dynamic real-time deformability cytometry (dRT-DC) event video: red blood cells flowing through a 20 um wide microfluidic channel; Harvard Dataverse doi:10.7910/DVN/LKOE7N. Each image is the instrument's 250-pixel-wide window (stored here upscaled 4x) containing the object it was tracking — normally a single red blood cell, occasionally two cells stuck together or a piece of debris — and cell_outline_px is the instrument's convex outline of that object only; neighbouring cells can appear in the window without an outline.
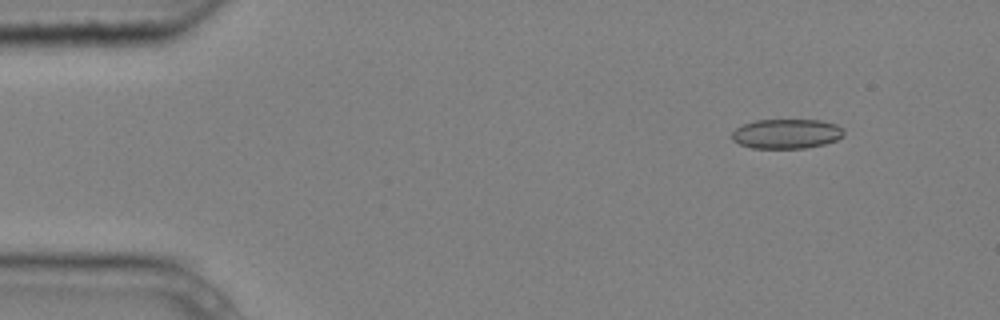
{"species": "common noctule bat (a hibernating species)", "species_latin": "Nyctalus noctula", "temperature_condition": "cold", "stored_images_in_passage": 5, "camera_frame_rate_fps": 3000, "um_per_image_px": 0.085, "animal": {"sex": "male", "body_mass_g": 20.4}, "frame": {"image": 1, "passage_image": 2, "time_ms": 0.333, "image_size_px": [1000, 320], "cell_outline_px": [[844, 136], [836, 140], [824, 144], [804, 148], [752, 148], [740, 144], [732, 140], [732, 132], [736, 128], [744, 124], [756, 120], [820, 120], [836, 124], [844, 128]], "centroid_in_image_um": [66.88, 11.37], "position_along_channel_um": 18.1, "area_um2": 19.36}}
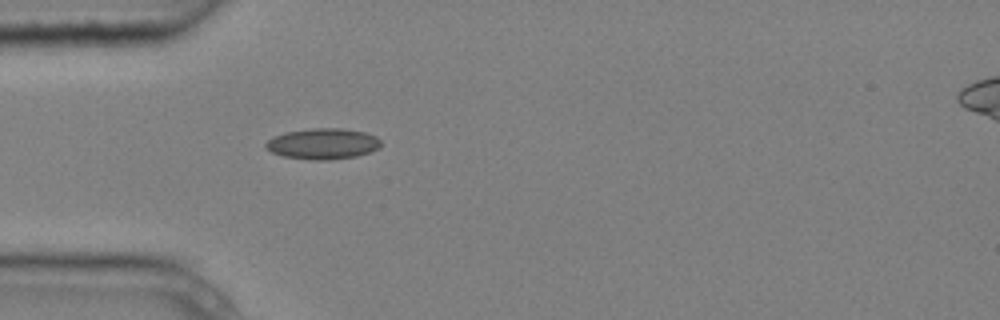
{"frame": {"image": 2, "passage_image": 5, "time_ms": 1.333, "image_size_px": [1000, 320], "cell_outline_px": [[380, 148], [356, 156], [328, 160], [312, 160], [284, 156], [272, 152], [264, 148], [264, 144], [268, 140], [276, 136], [288, 132], [312, 128], [340, 128], [364, 132], [376, 136], [380, 140]], "centroid_in_image_um": [27.45, 12.22], "position_along_channel_um": 57.6, "area_um2": 20.52}}